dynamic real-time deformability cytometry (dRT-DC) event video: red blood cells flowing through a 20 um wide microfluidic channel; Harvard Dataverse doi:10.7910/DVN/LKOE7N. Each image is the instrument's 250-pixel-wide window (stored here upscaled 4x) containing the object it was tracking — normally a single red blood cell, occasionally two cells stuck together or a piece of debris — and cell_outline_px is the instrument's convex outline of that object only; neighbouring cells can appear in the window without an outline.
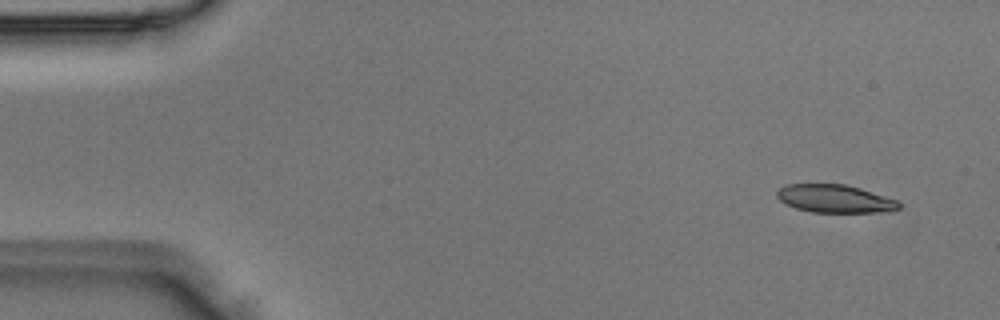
{"species": "Egyptian fruit bat (a non-hibernating species)", "species_latin": "Rousettus aegyptiacus", "temperature_condition": "room temperature", "stored_images_in_passage": 4, "camera_frame_rate_fps": 3000, "um_per_image_px": 0.085, "animal": {"sex": "male"}, "frame": {"image": 1, "passage_image": 1, "time_ms": 0.0, "image_size_px": [1000, 320], "cell_outline_px": [[900, 208], [892, 212], [812, 212], [796, 208], [780, 200], [776, 196], [776, 192], [780, 188], [788, 184], [844, 184], [860, 188], [896, 200], [900, 204]], "centroid_in_image_um": [70.98, 16.89], "position_along_channel_um": 14.0, "area_um2": 19.77}}
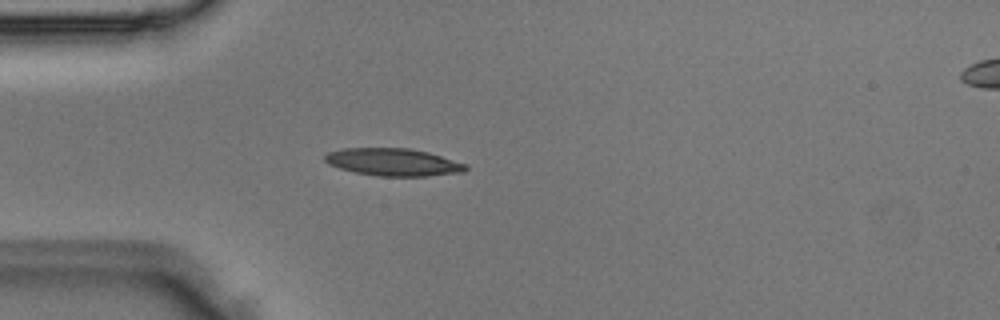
{"frame": {"image": 2, "passage_image": 4, "time_ms": 1.0, "image_size_px": [1000, 320], "cell_outline_px": [[468, 168], [464, 172], [428, 176], [380, 176], [356, 172], [340, 168], [328, 164], [324, 160], [324, 156], [328, 152], [344, 148], [408, 148], [428, 152], [468, 164]], "centroid_in_image_um": [33.45, 13.78], "position_along_channel_um": 51.6, "area_um2": 22.54}}